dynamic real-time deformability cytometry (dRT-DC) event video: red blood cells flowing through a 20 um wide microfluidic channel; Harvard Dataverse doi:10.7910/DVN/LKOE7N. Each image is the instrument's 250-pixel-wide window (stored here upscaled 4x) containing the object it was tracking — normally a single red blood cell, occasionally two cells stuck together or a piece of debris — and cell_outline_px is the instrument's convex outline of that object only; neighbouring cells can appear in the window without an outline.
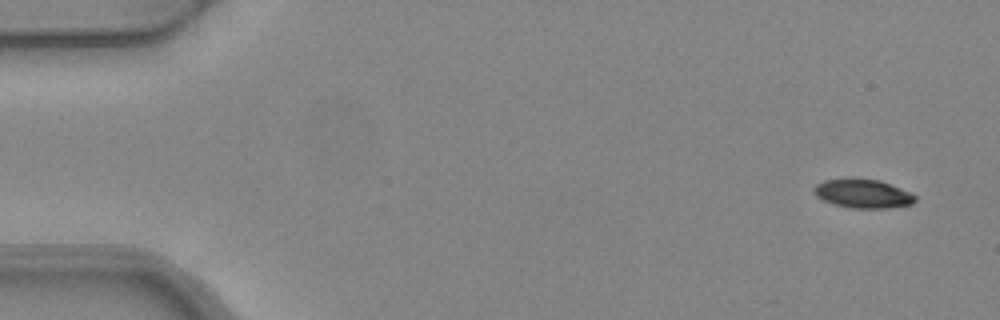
{"species": "common noctule bat (a hibernating species)", "species_latin": "Nyctalus noctula", "temperature_condition": "warm", "stored_images_in_passage": 6, "camera_frame_rate_fps": 3000, "um_per_image_px": 0.085, "animal": {"sex": "female", "body_mass_g": 24.6, "forearm_length_mm": 56.2}, "frame": {"image": 1, "passage_image": 1, "time_ms": 0.0, "image_size_px": [1000, 320], "cell_outline_px": [[916, 200], [912, 204], [888, 208], [852, 208], [832, 204], [816, 196], [812, 192], [812, 188], [816, 184], [824, 180], [852, 176], [880, 180], [912, 192], [916, 196]], "centroid_in_image_um": [73.32, 16.42], "position_along_channel_um": 11.7, "area_um2": 17.63}}
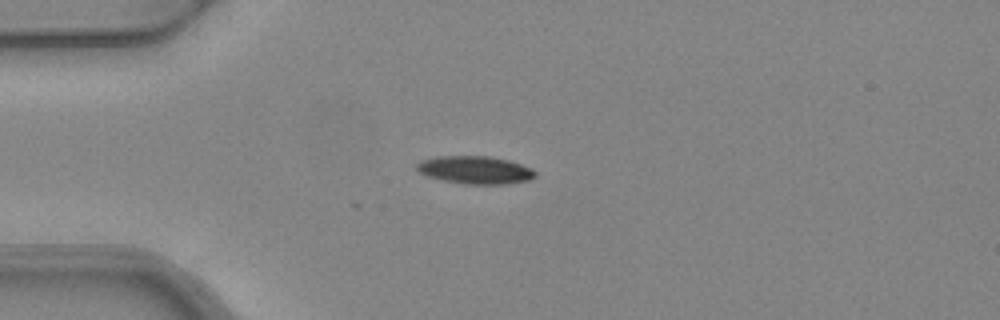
{"frame": {"image": 2, "passage_image": 4, "time_ms": 1.0, "image_size_px": [1000, 320], "cell_outline_px": [[536, 176], [532, 180], [508, 184], [464, 184], [440, 180], [428, 176], [420, 172], [416, 168], [416, 164], [420, 160], [436, 156], [488, 156], [508, 160], [532, 168], [536, 172]], "centroid_in_image_um": [40.4, 14.45], "position_along_channel_um": 44.6, "area_um2": 19.42}}
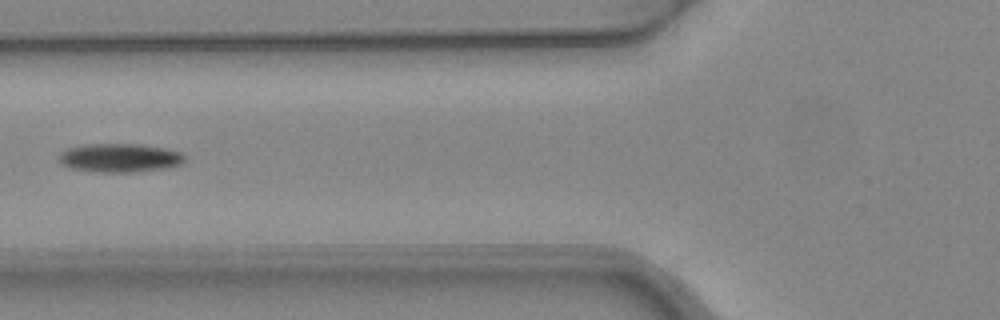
{"frame": {"image": 3, "passage_image": 6, "time_ms": 1.667, "image_size_px": [1000, 320], "cell_outline_px": [[184, 160], [180, 164], [168, 168], [136, 172], [96, 172], [72, 168], [64, 164], [60, 160], [60, 152], [68, 148], [84, 144], [140, 144], [168, 148], [184, 152]], "centroid_in_image_um": [10.24, 13.41], "position_along_channel_um": 115.6, "area_um2": 21.15}}